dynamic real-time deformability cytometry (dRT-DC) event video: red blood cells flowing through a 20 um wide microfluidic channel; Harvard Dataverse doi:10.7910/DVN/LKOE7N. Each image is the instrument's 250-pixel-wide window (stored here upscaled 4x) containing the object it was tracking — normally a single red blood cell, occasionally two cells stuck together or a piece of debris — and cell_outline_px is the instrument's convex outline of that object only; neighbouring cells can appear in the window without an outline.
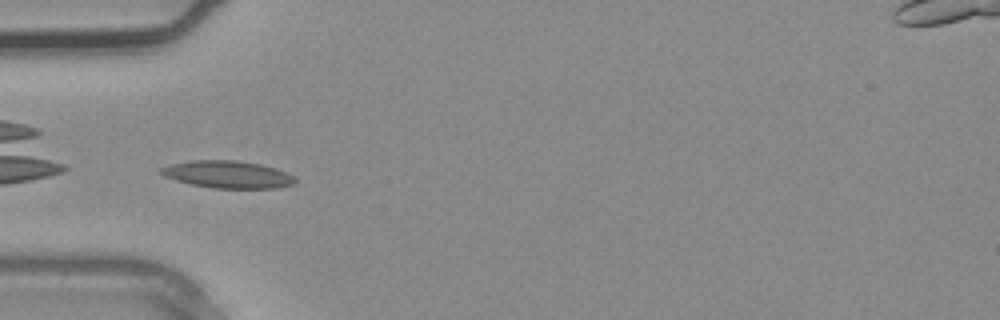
{"species": "common noctule bat (a hibernating species)", "species_latin": "Nyctalus noctula", "temperature_condition": "warm", "stored_images_in_passage": 2, "camera_frame_rate_fps": 3000, "um_per_image_px": 0.085, "animal": {"sex": "male", "body_mass_g": 20.4}, "frame": {"image": 1, "passage_image": 2, "time_ms": 0.333, "image_size_px": [1000, 320], "cell_outline_px": [[296, 180], [292, 184], [276, 188], [212, 188], [192, 184], [176, 180], [164, 176], [156, 172], [160, 168], [172, 164], [192, 160], [232, 160], [260, 164], [276, 168], [296, 176]], "centroid_in_image_um": [19.34, 14.82], "position_along_channel_um": 65.7, "area_um2": 21.33}}